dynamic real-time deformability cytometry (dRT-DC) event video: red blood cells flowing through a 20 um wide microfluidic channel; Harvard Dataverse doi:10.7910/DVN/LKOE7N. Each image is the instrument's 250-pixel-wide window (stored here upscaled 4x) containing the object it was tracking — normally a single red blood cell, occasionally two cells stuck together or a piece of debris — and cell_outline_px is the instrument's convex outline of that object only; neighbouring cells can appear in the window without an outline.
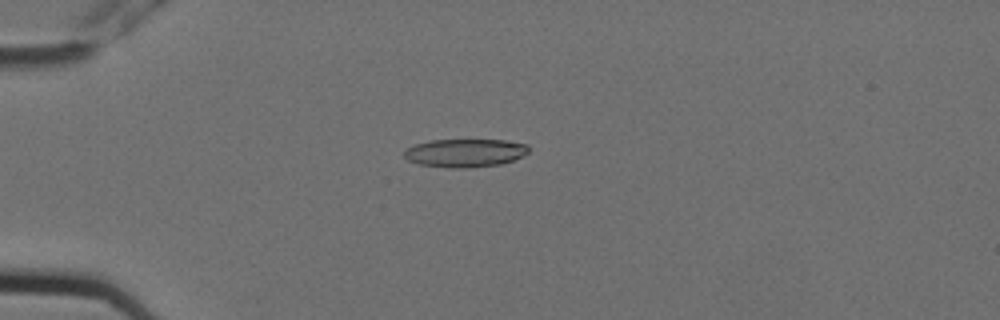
{"species": "Egyptian fruit bat (a non-hibernating species)", "species_latin": "Rousettus aegyptiacus", "temperature_condition": "cold", "stored_images_in_passage": 4, "camera_frame_rate_fps": 3000, "um_per_image_px": 0.085, "animal": {"sex": "female"}, "frame": {"image": 1, "passage_image": 2, "time_ms": 0.333, "image_size_px": [1000, 320], "cell_outline_px": [[528, 152], [524, 156], [500, 164], [468, 168], [448, 168], [420, 164], [408, 160], [404, 156], [404, 152], [408, 148], [416, 144], [432, 140], [504, 140], [528, 144]], "centroid_in_image_um": [39.55, 13.0], "position_along_channel_um": 45.4, "area_um2": 20.4}}
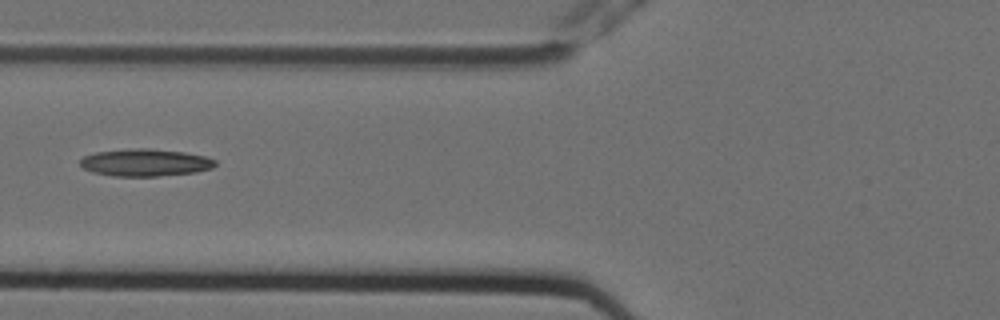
{"frame": {"image": 2, "passage_image": 4, "time_ms": 1.0, "image_size_px": [1000, 320], "cell_outline_px": [[216, 164], [212, 168], [196, 172], [160, 176], [112, 176], [92, 172], [84, 168], [80, 164], [80, 160], [84, 156], [96, 152], [136, 148], [148, 148], [184, 152], [204, 156], [216, 160]], "centroid_in_image_um": [12.35, 13.82], "position_along_channel_um": 113.5, "area_um2": 21.44}}